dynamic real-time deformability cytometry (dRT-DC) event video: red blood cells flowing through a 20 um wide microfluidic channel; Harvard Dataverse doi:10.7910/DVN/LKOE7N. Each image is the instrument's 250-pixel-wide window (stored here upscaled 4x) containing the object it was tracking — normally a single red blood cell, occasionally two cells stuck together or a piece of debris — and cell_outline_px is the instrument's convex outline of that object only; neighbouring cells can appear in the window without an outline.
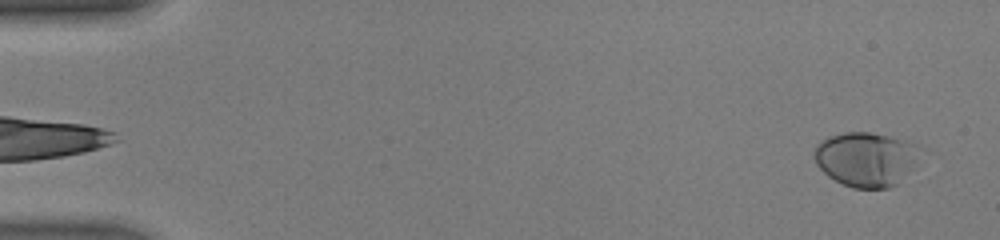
{"species": "human", "species_latin": "Homo sapiens", "temperature_condition": "warm", "stored_images_in_passage": 47, "camera_frame_rate_fps": 3000, "um_per_image_px": 0.085, "donor": {"sex": "male"}, "frame": {"image": 1, "passage_image": 2, "time_ms": 0.333, "image_size_px": [1000, 240], "cell_outline_px": [[916, 148], [908, 164], [896, 184], [888, 188], [852, 188], [828, 176], [816, 164], [812, 156], [812, 152], [816, 144], [820, 140], [828, 136], [844, 132], [872, 132], [888, 136], [912, 144]], "centroid_in_image_um": [73.38, 13.5], "position_along_channel_um": 11.6, "area_um2": 32.14}}
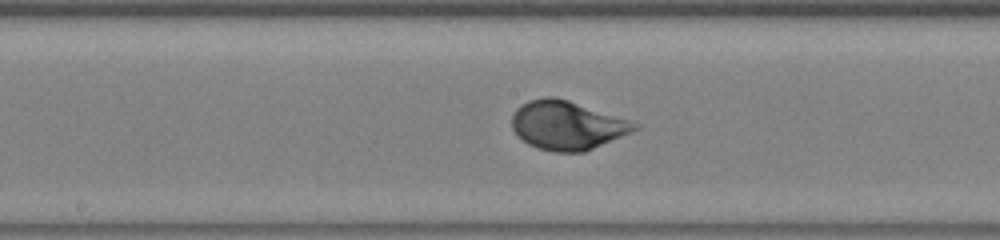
{"frame": {"image": 2, "passage_image": 25, "time_ms": 8.0, "image_size_px": [1000, 240], "cell_outline_px": [[640, 128], [632, 132], [584, 152], [556, 152], [540, 148], [528, 144], [512, 128], [512, 116], [516, 108], [520, 104], [528, 100], [544, 96], [556, 96], [640, 124]], "centroid_in_image_um": [48.19, 10.64], "position_along_channel_um": 200.0, "area_um2": 34.62}}
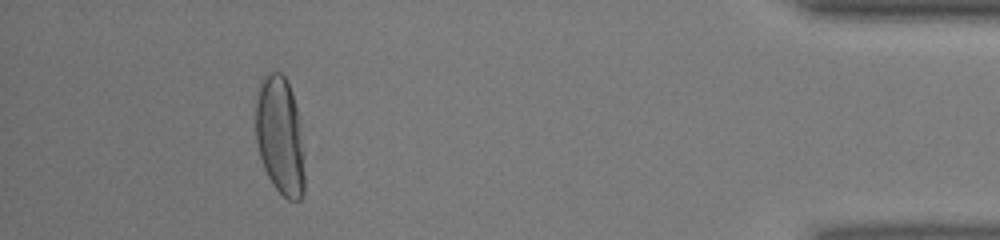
{"frame": {"image": 3, "passage_image": 43, "time_ms": 14.0, "image_size_px": [1000, 240], "cell_outline_px": [[304, 192], [300, 200], [288, 200], [272, 184], [264, 168], [260, 156], [256, 140], [256, 88], [260, 80], [268, 72], [280, 72], [284, 76], [292, 92], [300, 116], [304, 152]], "centroid_in_image_um": [23.81, 11.52], "position_along_channel_um": 411.4, "area_um2": 34.39}, "authors_computed_cell_mechanics": {"area_um2": 33.1194, "velocity_mm_per_s": 4.4408, "shape_relaxation_time_tau1_ms": 2.8185, "shape_relaxation_time_tau2_ms": null, "deformation_change_tau1": 0.1926, "deformation_change_tau2": null}}